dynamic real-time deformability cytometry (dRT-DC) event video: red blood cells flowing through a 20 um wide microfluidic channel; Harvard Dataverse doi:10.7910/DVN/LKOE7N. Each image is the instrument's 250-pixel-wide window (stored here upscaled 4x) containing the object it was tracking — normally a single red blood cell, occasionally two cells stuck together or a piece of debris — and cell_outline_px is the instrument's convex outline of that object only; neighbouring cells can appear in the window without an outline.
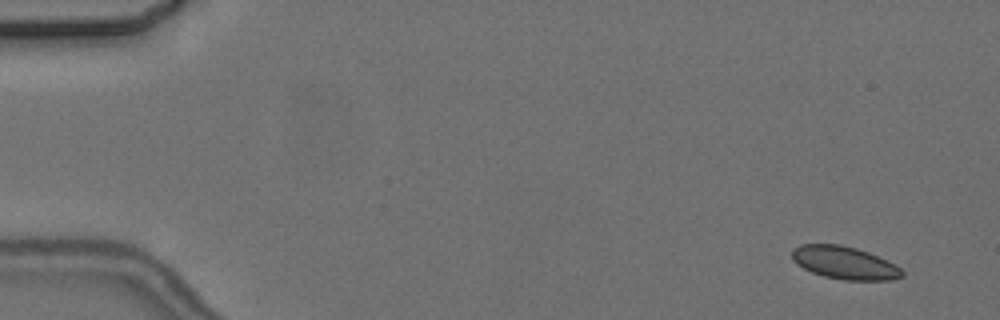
{"species": "common noctule bat (a hibernating species)", "species_latin": "Nyctalus noctula", "temperature_condition": "cold", "stored_images_in_passage": 5, "camera_frame_rate_fps": 3000, "um_per_image_px": 0.085, "animal": {"sex": "female", "body_mass_g": 24.6, "forearm_length_mm": 56.2}, "frame": {"image": 1, "passage_image": 1, "time_ms": 0.0, "image_size_px": [1000, 320], "cell_outline_px": [[904, 276], [888, 280], [844, 280], [824, 276], [812, 272], [796, 264], [792, 260], [792, 248], [800, 244], [840, 244], [856, 248], [868, 252], [896, 264], [904, 272]], "centroid_in_image_um": [71.77, 22.33], "position_along_channel_um": 13.2, "area_um2": 21.1}}
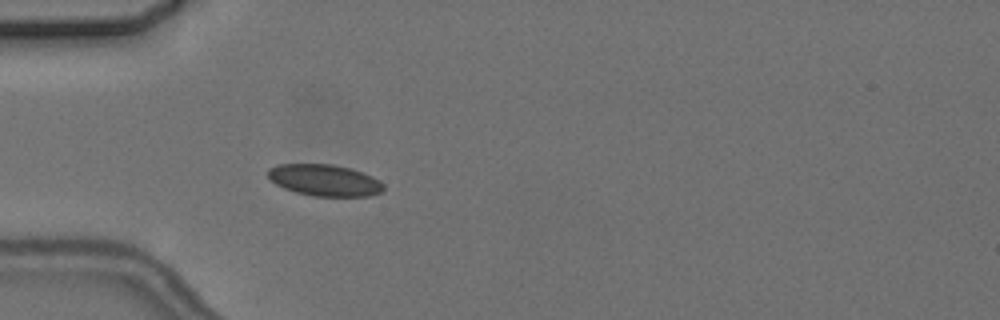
{"frame": {"image": 2, "passage_image": 5, "time_ms": 4.667, "image_size_px": [1000, 320], "cell_outline_px": [[384, 188], [380, 192], [368, 196], [312, 196], [296, 192], [284, 188], [276, 184], [268, 176], [268, 168], [276, 164], [332, 164], [352, 168], [364, 172], [380, 180], [384, 184]], "centroid_in_image_um": [27.6, 15.31], "position_along_channel_um": 57.4, "area_um2": 21.39}}